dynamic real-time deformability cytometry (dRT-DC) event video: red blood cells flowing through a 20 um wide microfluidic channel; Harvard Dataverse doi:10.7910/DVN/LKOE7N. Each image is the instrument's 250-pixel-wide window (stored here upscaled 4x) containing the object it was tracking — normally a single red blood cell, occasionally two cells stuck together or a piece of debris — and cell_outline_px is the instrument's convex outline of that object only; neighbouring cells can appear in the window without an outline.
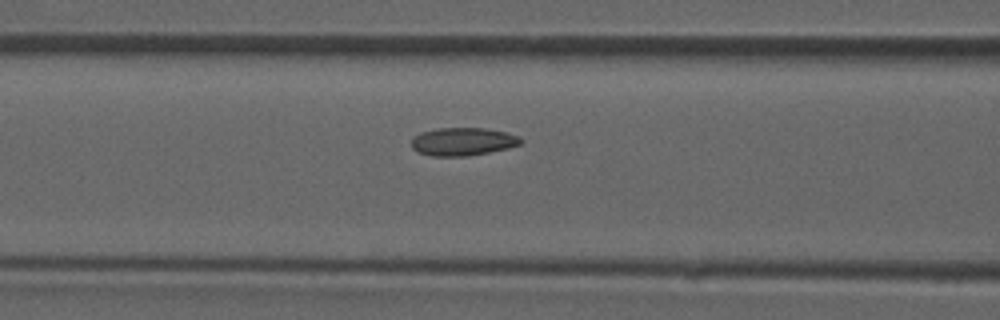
{"species": "common noctule bat (a hibernating species)", "species_latin": "Nyctalus noctula", "temperature_condition": "room temperature", "stored_images_in_passage": 32, "camera_frame_rate_fps": 3000, "um_per_image_px": 0.085, "animal": {"sex": "male", "forearm_length_mm": 52.5}, "frame": {"image": 1, "passage_image": 6, "time_ms": 1.667, "image_size_px": [1000, 320], "cell_outline_px": [[524, 140], [520, 144], [508, 148], [468, 156], [432, 156], [416, 152], [412, 148], [412, 140], [420, 132], [440, 128], [484, 128], [508, 132], [520, 136]], "centroid_in_image_um": [39.37, 12.03], "position_along_channel_um": 127.2, "area_um2": 17.92}}
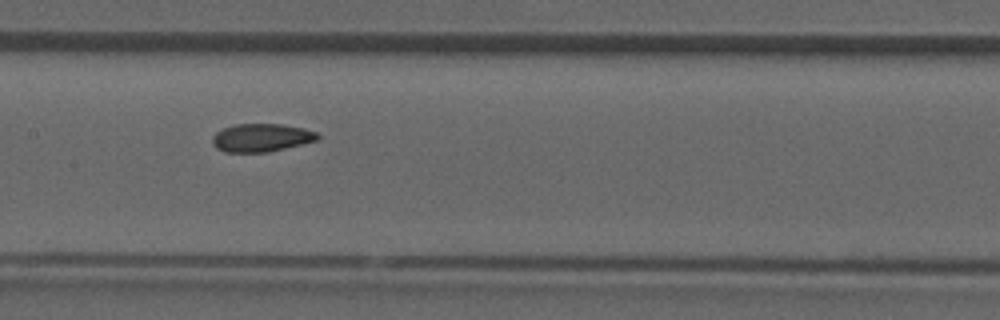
{"frame": {"image": 2, "passage_image": 10, "time_ms": 3.0, "image_size_px": [1000, 320], "cell_outline_px": [[320, 136], [316, 140], [268, 152], [224, 152], [216, 148], [212, 144], [212, 136], [216, 132], [224, 128], [236, 124], [280, 124], [304, 128], [316, 132]], "centroid_in_image_um": [22.17, 11.7], "position_along_channel_um": 185.2, "area_um2": 17.11}}